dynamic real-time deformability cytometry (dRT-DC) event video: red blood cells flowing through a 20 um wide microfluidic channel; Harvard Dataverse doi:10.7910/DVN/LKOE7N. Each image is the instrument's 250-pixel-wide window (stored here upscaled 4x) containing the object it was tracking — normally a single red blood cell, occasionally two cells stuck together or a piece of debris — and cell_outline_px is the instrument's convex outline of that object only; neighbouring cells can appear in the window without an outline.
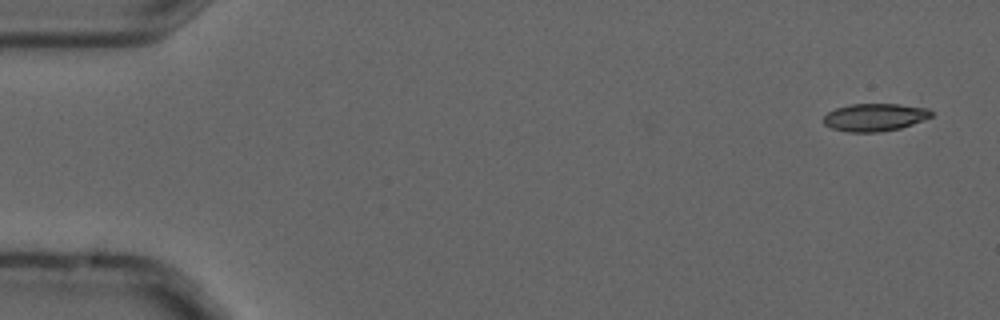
{"species": "common noctule bat (a hibernating species)", "species_latin": "Nyctalus noctula", "temperature_condition": "cold", "stored_images_in_passage": 2, "camera_frame_rate_fps": 3000, "um_per_image_px": 0.085, "animal": {"sex": "male", "forearm_length_mm": 52.5}, "frame": {"image": 1, "passage_image": 1, "time_ms": 0.0, "image_size_px": [1000, 320], "cell_outline_px": [[932, 116], [924, 120], [900, 128], [880, 132], [848, 132], [832, 128], [824, 124], [824, 116], [828, 112], [836, 108], [852, 104], [900, 104], [928, 108], [932, 112]], "centroid_in_image_um": [74.37, 9.97], "position_along_channel_um": 10.6, "area_um2": 17.34}}
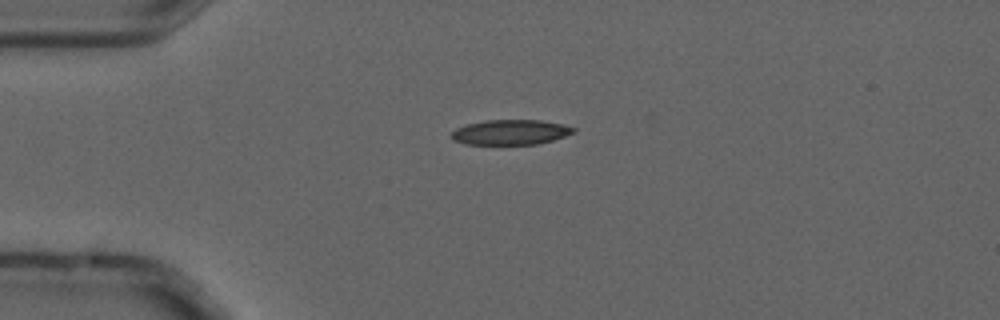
{"frame": {"image": 2, "passage_image": 2, "time_ms": 0.333, "image_size_px": [1000, 320], "cell_outline_px": [[576, 132], [552, 140], [536, 144], [464, 144], [452, 140], [452, 132], [456, 128], [468, 124], [484, 120], [540, 120], [564, 124], [576, 128]], "centroid_in_image_um": [43.41, 11.23], "position_along_channel_um": 41.6, "area_um2": 17.8}}